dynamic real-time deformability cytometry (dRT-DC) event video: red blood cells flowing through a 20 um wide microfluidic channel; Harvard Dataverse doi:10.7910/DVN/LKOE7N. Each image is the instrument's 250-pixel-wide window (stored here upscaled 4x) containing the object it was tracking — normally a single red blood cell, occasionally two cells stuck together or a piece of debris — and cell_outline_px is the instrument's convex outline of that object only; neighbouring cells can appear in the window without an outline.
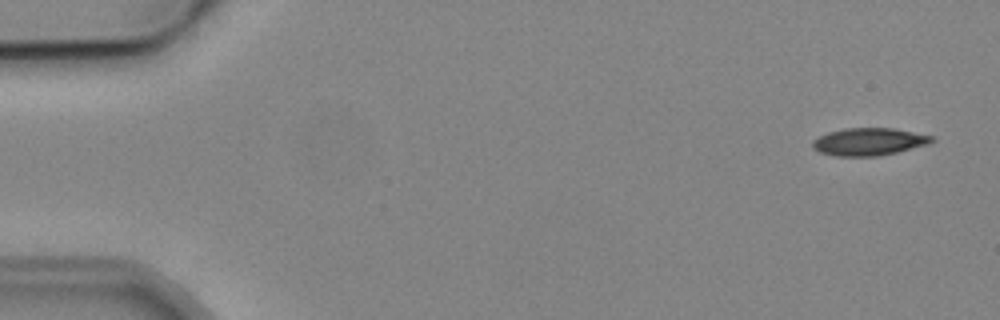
{"species": "common noctule bat (a hibernating species)", "species_latin": "Nyctalus noctula", "temperature_condition": "cold", "stored_images_in_passage": 5, "camera_frame_rate_fps": 3000, "um_per_image_px": 0.085, "animal": {"sex": "male", "body_mass_g": 19.2, "forearm_length_mm": 51.8}, "frame": {"image": 1, "passage_image": 1, "time_ms": 0.0, "image_size_px": [1000, 320], "cell_outline_px": [[936, 140], [928, 144], [896, 152], [876, 156], [836, 156], [820, 152], [812, 148], [812, 140], [828, 132], [844, 128], [892, 128], [936, 136]], "centroid_in_image_um": [73.87, 12.04], "position_along_channel_um": 11.1, "area_um2": 19.13}}
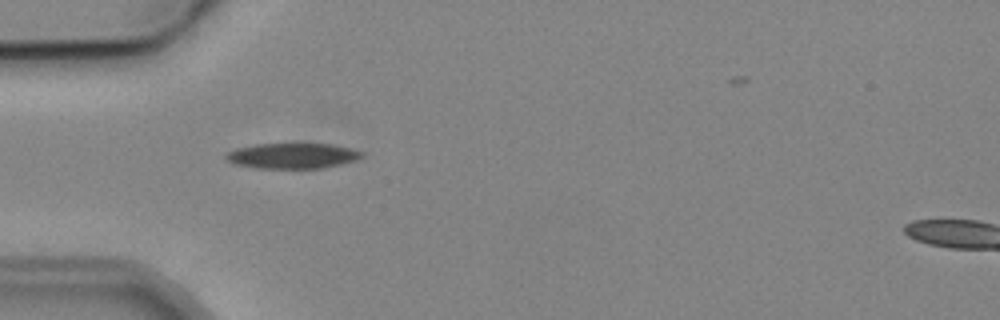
{"frame": {"image": 2, "passage_image": 5, "time_ms": 4.667, "image_size_px": [1000, 320], "cell_outline_px": [[364, 156], [356, 160], [340, 164], [320, 168], [256, 168], [232, 164], [224, 156], [228, 152], [236, 148], [256, 144], [296, 140], [332, 144], [352, 148], [364, 152]], "centroid_in_image_um": [24.87, 13.18], "position_along_channel_um": 60.1, "area_um2": 21.27}}